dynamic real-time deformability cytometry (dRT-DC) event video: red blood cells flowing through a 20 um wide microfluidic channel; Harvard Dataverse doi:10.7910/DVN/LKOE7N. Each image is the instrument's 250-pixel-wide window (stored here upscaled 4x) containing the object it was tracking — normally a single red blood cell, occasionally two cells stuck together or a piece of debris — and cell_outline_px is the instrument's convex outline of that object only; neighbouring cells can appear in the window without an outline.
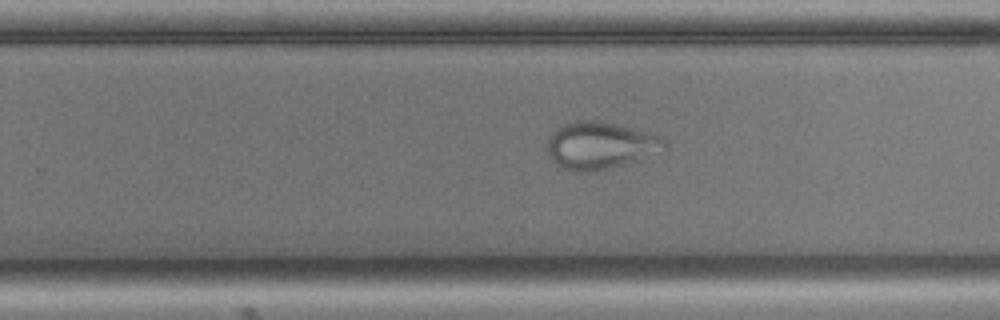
{"species": "common noctule bat (a hibernating species)", "species_latin": "Nyctalus noctula", "temperature_condition": "cold", "stored_images_in_passage": 55, "camera_frame_rate_fps": 3000, "um_per_image_px": 0.085, "animal": {"sex": "male", "body_mass_g": 17.9, "forearm_length_mm": 54.2}, "frame": {"image": 1, "passage_image": 34, "time_ms": 11.0, "image_size_px": [1000, 320], "cell_outline_px": [[668, 148], [636, 160], [624, 164], [596, 172], [572, 172], [556, 164], [548, 156], [544, 148], [548, 136], [556, 128], [564, 124], [576, 120], [600, 120], [656, 132], [668, 140]], "centroid_in_image_um": [51.03, 12.34], "position_along_channel_um": 278.8, "area_um2": 33.35}}
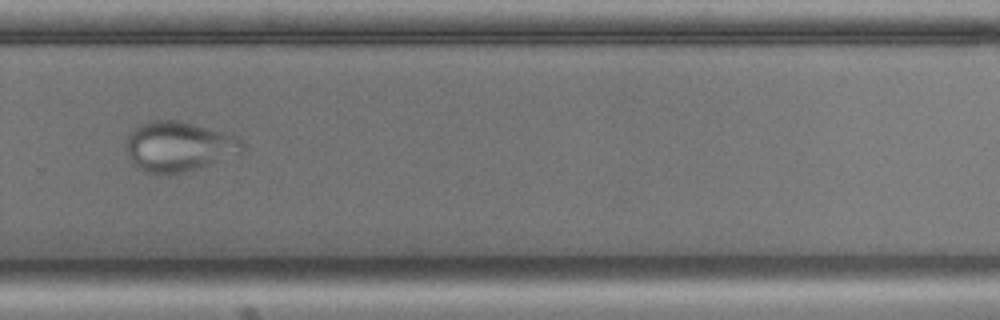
{"frame": {"image": 2, "passage_image": 37, "time_ms": 12.0, "image_size_px": [1000, 320], "cell_outline_px": [[244, 152], [240, 156], [184, 172], [164, 176], [144, 172], [136, 168], [128, 156], [128, 132], [132, 128], [148, 120], [176, 120], [208, 128], [236, 136], [244, 144]], "centroid_in_image_um": [15.21, 12.48], "position_along_channel_um": 314.6, "area_um2": 34.45}}
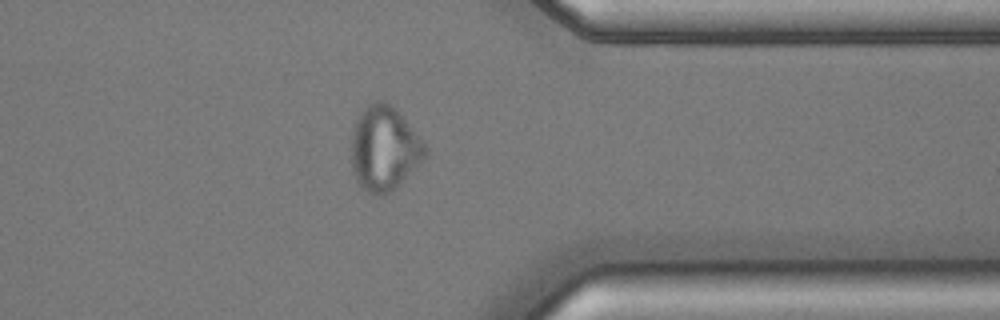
{"frame": {"image": 3, "passage_image": 43, "time_ms": 14.0, "image_size_px": [1000, 320], "cell_outline_px": [[428, 152], [384, 196], [372, 196], [356, 180], [352, 168], [352, 132], [356, 120], [360, 112], [368, 104], [376, 100], [384, 100], [396, 108], [400, 112], [428, 148]], "centroid_in_image_um": [32.62, 12.56], "position_along_channel_um": 378.8, "area_um2": 35.66}}